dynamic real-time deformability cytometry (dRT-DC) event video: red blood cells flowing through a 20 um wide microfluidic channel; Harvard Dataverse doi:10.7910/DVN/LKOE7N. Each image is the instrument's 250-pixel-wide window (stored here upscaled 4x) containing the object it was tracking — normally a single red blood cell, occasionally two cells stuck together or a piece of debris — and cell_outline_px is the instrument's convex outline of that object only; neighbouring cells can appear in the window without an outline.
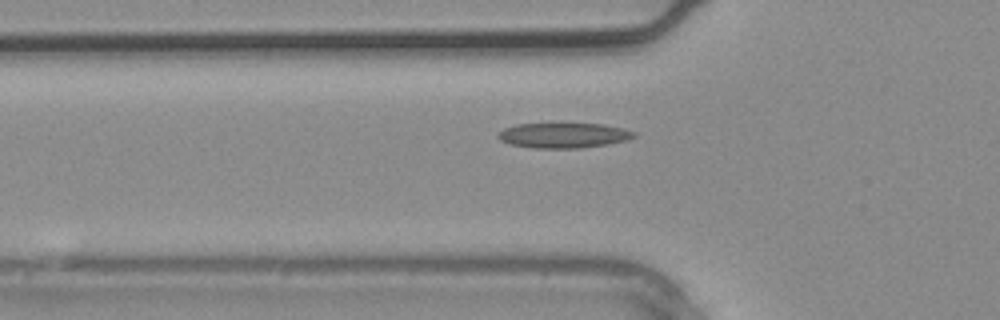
{"species": "common noctule bat (a hibernating species)", "species_latin": "Nyctalus noctula", "temperature_condition": "warm", "stored_images_in_passage": 3, "camera_frame_rate_fps": 3000, "um_per_image_px": 0.085, "animal": {"sex": "male", "body_mass_g": 20.4}, "frame": {"image": 1, "passage_image": 3, "time_ms": 0.667, "image_size_px": [1000, 320], "cell_outline_px": [[636, 136], [628, 140], [608, 144], [580, 148], [532, 148], [512, 144], [500, 140], [496, 136], [504, 128], [516, 124], [604, 124], [636, 132]], "centroid_in_image_um": [47.91, 11.51], "position_along_channel_um": 77.9, "area_um2": 19.77}}